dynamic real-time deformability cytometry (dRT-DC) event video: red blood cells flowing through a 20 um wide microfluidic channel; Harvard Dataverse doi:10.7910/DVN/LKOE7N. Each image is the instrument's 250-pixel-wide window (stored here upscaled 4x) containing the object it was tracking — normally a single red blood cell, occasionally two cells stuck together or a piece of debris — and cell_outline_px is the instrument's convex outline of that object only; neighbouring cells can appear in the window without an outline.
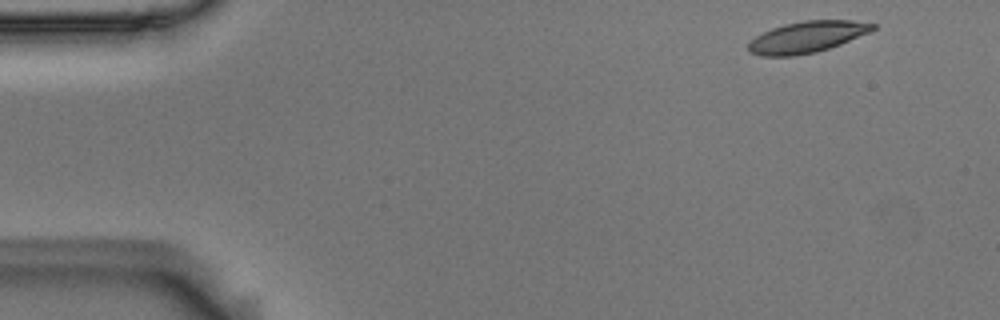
{"species": "Egyptian fruit bat (a non-hibernating species)", "species_latin": "Rousettus aegyptiacus", "temperature_condition": "room temperature", "stored_images_in_passage": 52, "camera_frame_rate_fps": 3000, "um_per_image_px": 0.085, "animal": {"sex": "male"}, "frame": {"image": 1, "passage_image": 2, "time_ms": 0.333, "image_size_px": [1000, 320], "cell_outline_px": [[876, 28], [872, 32], [840, 44], [816, 52], [796, 56], [760, 56], [748, 52], [748, 44], [756, 36], [772, 28], [784, 24], [804, 20], [852, 20], [876, 24]], "centroid_in_image_um": [68.62, 3.15], "position_along_channel_um": 16.4, "area_um2": 22.83}}
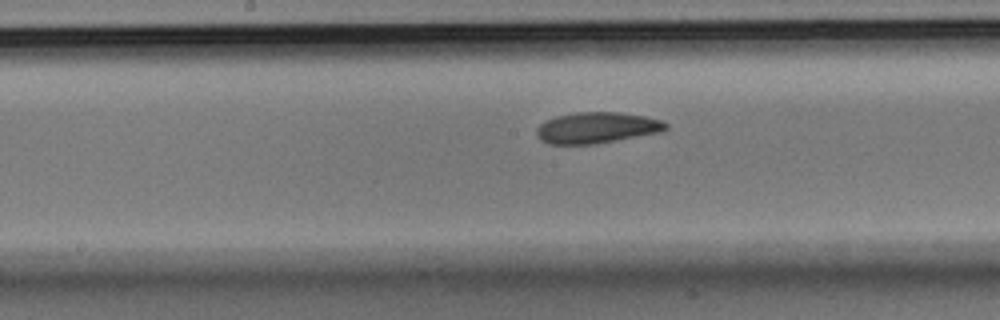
{"frame": {"image": 2, "passage_image": 25, "time_ms": 8.0, "image_size_px": [1000, 320], "cell_outline_px": [[668, 128], [660, 132], [592, 144], [548, 144], [540, 140], [536, 136], [536, 128], [544, 120], [556, 116], [572, 112], [616, 112], [644, 116], [664, 120], [668, 124]], "centroid_in_image_um": [50.68, 10.85], "position_along_channel_um": 197.5, "area_um2": 23.47}}
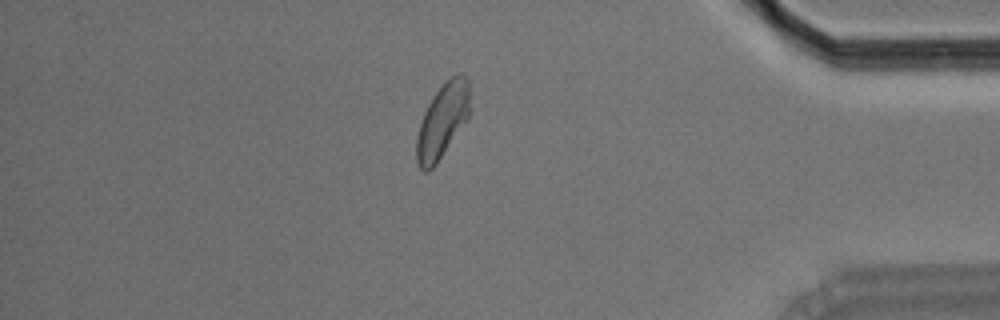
{"frame": {"image": 3, "passage_image": 44, "time_ms": 14.333, "image_size_px": [1000, 320], "cell_outline_px": [[468, 116], [436, 164], [428, 172], [424, 172], [420, 168], [416, 160], [416, 136], [424, 112], [428, 104], [444, 80], [460, 72], [468, 76]], "centroid_in_image_um": [37.57, 10.25], "position_along_channel_um": 397.6, "area_um2": 22.72}, "authors_computed_cell_mechanics": {"area_um2": 23.3512, "velocity_mm_per_s": 3.6812, "shape_relaxation_time_tau1_ms": 5.3426, "shape_relaxation_time_tau2_ms": 4.197, "deformation_change_tau1": 0.143, "deformation_change_tau2": 0.1076}}